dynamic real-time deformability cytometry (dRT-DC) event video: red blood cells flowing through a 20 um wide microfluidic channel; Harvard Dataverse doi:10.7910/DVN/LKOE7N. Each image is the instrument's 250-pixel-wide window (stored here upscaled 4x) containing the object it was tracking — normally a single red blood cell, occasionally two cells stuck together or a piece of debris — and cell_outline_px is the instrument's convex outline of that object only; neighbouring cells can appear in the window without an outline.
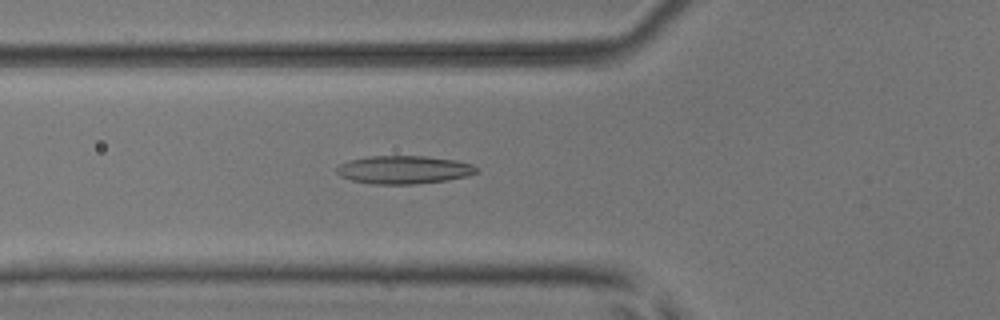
{"species": "common noctule bat (a hibernating species)", "species_latin": "Nyctalus noctula", "temperature_condition": "room temperature", "stored_images_in_passage": 51, "camera_frame_rate_fps": 3000, "um_per_image_px": 0.085, "animal": {"sex": "male", "body_mass_g": 17.9, "forearm_length_mm": 54.2}, "frame": {"image": 1, "passage_image": 18, "time_ms": 5.667, "image_size_px": [1000, 320], "cell_outline_px": [[480, 172], [468, 176], [448, 180], [416, 184], [372, 184], [352, 180], [340, 176], [336, 172], [336, 168], [340, 164], [348, 160], [368, 156], [424, 156], [456, 160], [472, 164], [480, 168]], "centroid_in_image_um": [34.36, 14.43], "position_along_channel_um": 91.4, "area_um2": 23.18}}
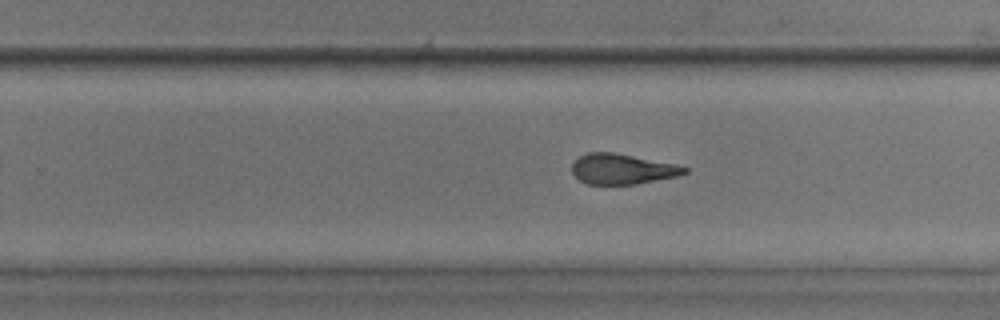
{"frame": {"image": 2, "passage_image": 32, "time_ms": 10.333, "image_size_px": [1000, 320], "cell_outline_px": [[688, 172], [680, 176], [636, 184], [588, 184], [580, 180], [572, 172], [572, 164], [580, 156], [588, 152], [616, 152], [676, 164], [688, 168]], "centroid_in_image_um": [52.93, 14.36], "position_along_channel_um": 276.9, "area_um2": 20.0}}
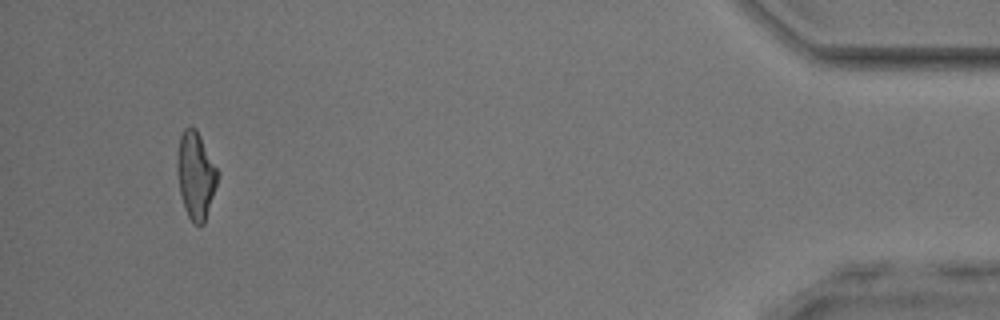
{"frame": {"image": 3, "passage_image": 48, "time_ms": 15.667, "image_size_px": [1000, 320], "cell_outline_px": [[216, 184], [204, 224], [196, 224], [188, 216], [184, 208], [180, 192], [176, 168], [176, 156], [180, 136], [184, 128], [192, 124], [196, 128], [216, 168]], "centroid_in_image_um": [16.58, 14.85], "position_along_channel_um": 418.6, "area_um2": 20.11}, "authors_computed_cell_mechanics": {"area_um2": 21.097, "velocity_mm_per_s": 3.9821, "shape_relaxation_time_tau1_ms": null, "shape_relaxation_time_tau2_ms": 2.0565, "deformation_change_tau1": null, "deformation_change_tau2": 0.1148}}